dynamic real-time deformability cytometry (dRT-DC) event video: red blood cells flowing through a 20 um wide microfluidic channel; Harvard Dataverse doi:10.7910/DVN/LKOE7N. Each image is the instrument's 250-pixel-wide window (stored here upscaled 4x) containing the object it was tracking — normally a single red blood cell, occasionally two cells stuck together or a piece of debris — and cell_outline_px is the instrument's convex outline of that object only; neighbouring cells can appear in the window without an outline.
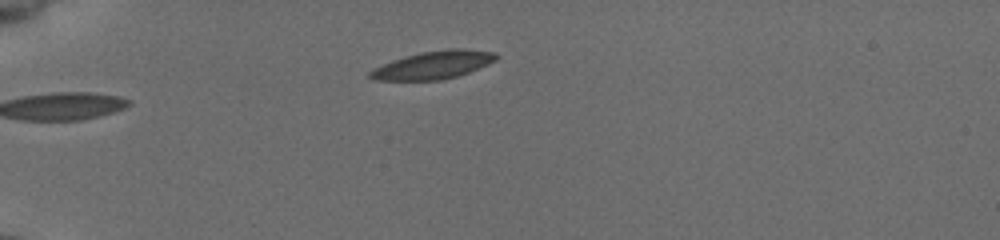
{"species": "common noctule bat (a hibernating species)", "species_latin": "Nyctalus noctula", "temperature_condition": "cold", "stored_images_in_passage": 28, "camera_frame_rate_fps": 3000, "um_per_image_px": 0.085, "animal": {"sex": "female", "body_mass_g": 19.5, "forearm_length_mm": 54.1}, "frame": {"image": 1, "passage_image": 1, "time_ms": 0.0, "image_size_px": [1000, 240], "cell_outline_px": [[500, 56], [496, 60], [488, 64], [468, 72], [456, 76], [440, 80], [376, 80], [368, 76], [368, 72], [392, 60], [404, 56], [420, 52], [448, 48], [464, 48], [496, 52]], "centroid_in_image_um": [36.87, 5.5], "position_along_channel_um": 48.1, "area_um2": 20.52}}
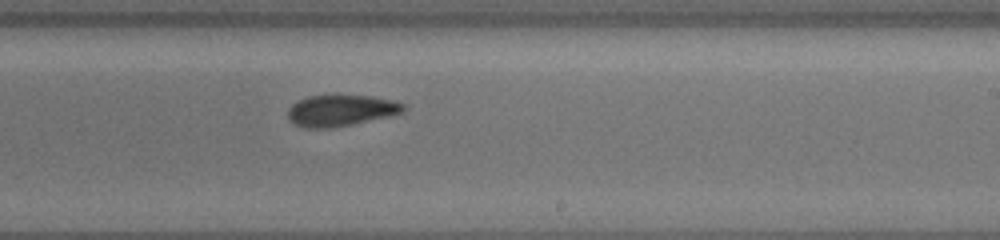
{"frame": {"image": 2, "passage_image": 15, "time_ms": 4.667, "image_size_px": [1000, 240], "cell_outline_px": [[408, 108], [404, 112], [352, 124], [332, 128], [304, 128], [288, 120], [288, 108], [292, 104], [308, 96], [332, 92], [372, 96], [392, 100], [404, 104]], "centroid_in_image_um": [28.96, 9.34], "position_along_channel_um": 260.0, "area_um2": 21.79}}
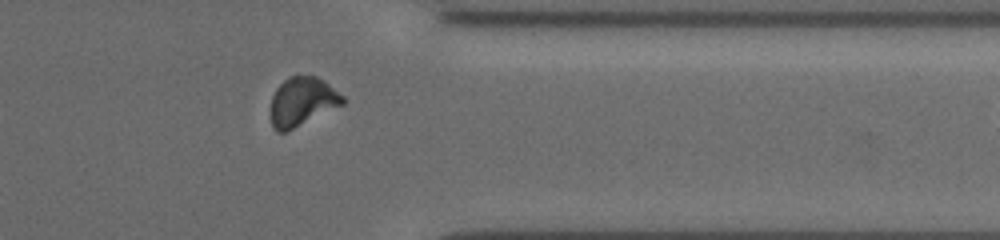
{"frame": {"image": 3, "passage_image": 25, "time_ms": 8.0, "image_size_px": [1000, 240], "cell_outline_px": [[344, 104], [288, 132], [276, 132], [272, 128], [272, 96], [276, 88], [288, 76], [316, 76], [324, 80], [344, 96]], "centroid_in_image_um": [25.7, 8.65], "position_along_channel_um": 385.7, "area_um2": 20.58}}